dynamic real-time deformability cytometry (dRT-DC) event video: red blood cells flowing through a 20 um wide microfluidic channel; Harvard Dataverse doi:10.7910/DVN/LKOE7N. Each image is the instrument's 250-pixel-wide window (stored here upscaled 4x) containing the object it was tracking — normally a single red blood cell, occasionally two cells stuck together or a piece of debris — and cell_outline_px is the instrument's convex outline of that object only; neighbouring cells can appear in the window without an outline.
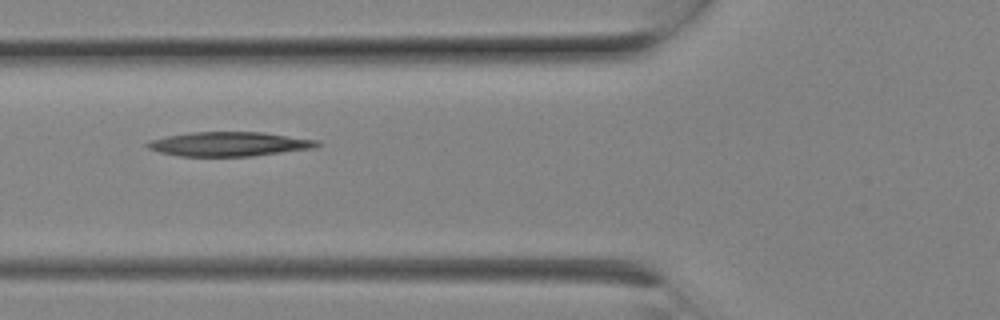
{"species": "Egyptian fruit bat (a non-hibernating species)", "species_latin": "Rousettus aegyptiacus", "temperature_condition": "room temperature", "stored_images_in_passage": 3, "camera_frame_rate_fps": 3000, "um_per_image_px": 0.085, "animal": {"sex": "female"}, "frame": {"image": 1, "passage_image": 2, "time_ms": 0.333, "image_size_px": [1000, 320], "cell_outline_px": [[320, 144], [316, 148], [252, 156], [180, 156], [160, 152], [148, 148], [144, 144], [152, 140], [168, 136], [192, 132], [264, 132], [320, 140]], "centroid_in_image_um": [19.54, 12.24], "position_along_channel_um": 106.3, "area_um2": 24.04}}
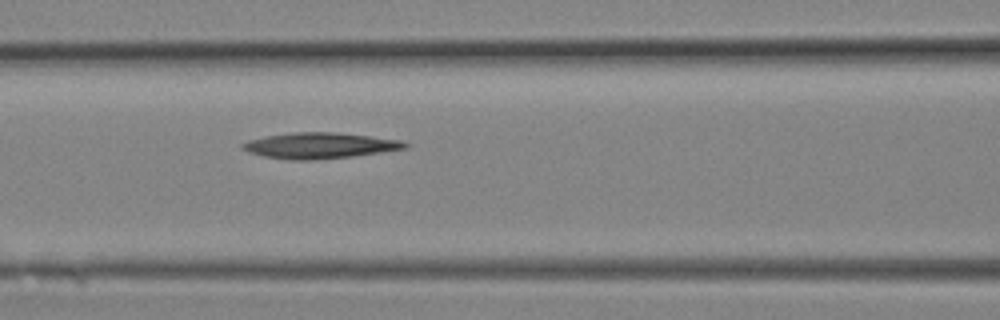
{"frame": {"image": 2, "passage_image": 3, "time_ms": 0.667, "image_size_px": [1000, 320], "cell_outline_px": [[412, 144], [408, 148], [352, 156], [312, 160], [288, 160], [264, 156], [248, 152], [240, 148], [240, 144], [248, 140], [264, 136], [296, 132], [332, 132], [368, 136], [400, 140]], "centroid_in_image_um": [27.14, 12.37], "position_along_channel_um": 139.5, "area_um2": 24.45}}